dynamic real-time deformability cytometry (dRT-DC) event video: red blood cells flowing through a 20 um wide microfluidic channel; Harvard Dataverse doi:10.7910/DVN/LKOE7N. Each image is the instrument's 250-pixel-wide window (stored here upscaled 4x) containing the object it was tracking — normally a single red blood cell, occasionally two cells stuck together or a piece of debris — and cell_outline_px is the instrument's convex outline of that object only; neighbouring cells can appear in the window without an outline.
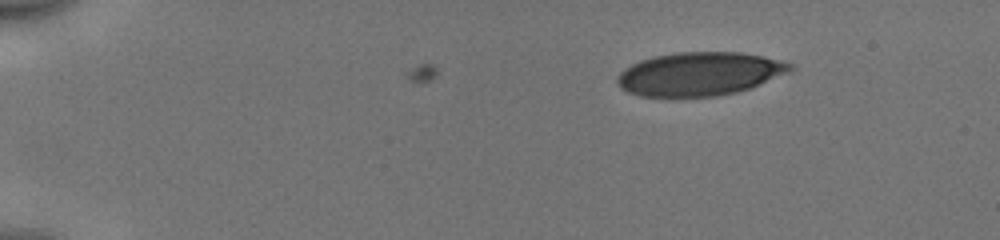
{"species": "human", "species_latin": "Homo sapiens", "temperature_condition": "cold", "stored_images_in_passage": 3, "camera_frame_rate_fps": 3000, "um_per_image_px": 0.085, "donor": {"sex": "male"}, "frame": {"image": 1, "passage_image": 1, "time_ms": 0.0, "image_size_px": [1000, 240], "cell_outline_px": [[796, 68], [792, 72], [752, 88], [736, 92], [716, 96], [672, 100], [640, 96], [628, 92], [620, 88], [616, 84], [616, 76], [624, 68], [640, 60], [652, 56], [676, 52], [740, 52], [780, 60], [792, 64]], "centroid_in_image_um": [59.43, 6.33], "position_along_channel_um": 25.6, "area_um2": 45.32}}